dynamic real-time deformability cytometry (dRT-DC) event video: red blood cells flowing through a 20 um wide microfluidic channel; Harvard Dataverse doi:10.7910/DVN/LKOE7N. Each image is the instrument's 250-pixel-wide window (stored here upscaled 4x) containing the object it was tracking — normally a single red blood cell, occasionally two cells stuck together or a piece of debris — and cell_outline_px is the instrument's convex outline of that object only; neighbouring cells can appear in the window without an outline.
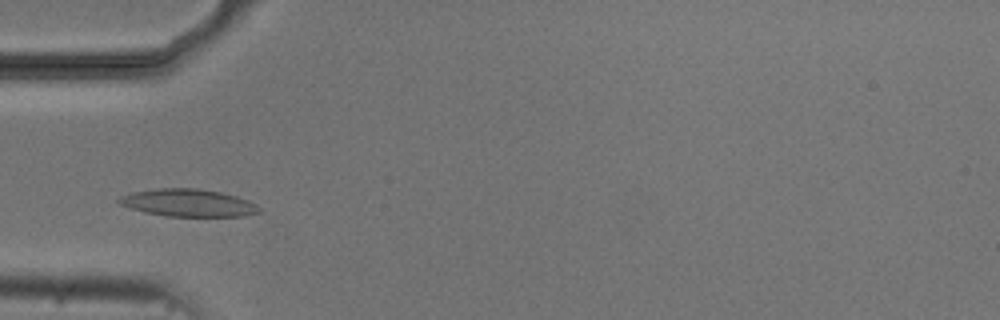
{"species": "common noctule bat (a hibernating species)", "species_latin": "Nyctalus noctula", "temperature_condition": "cold", "stored_images_in_passage": 5, "camera_frame_rate_fps": 3000, "um_per_image_px": 0.085, "animal": {"sex": "male", "body_mass_g": 20.5, "forearm_length_mm": 52.5}, "frame": {"image": 1, "passage_image": 3, "time_ms": 2.333, "image_size_px": [1000, 320], "cell_outline_px": [[260, 212], [244, 216], [168, 216], [144, 212], [120, 204], [116, 200], [120, 196], [132, 192], [156, 188], [196, 188], [220, 192], [236, 196], [248, 200], [256, 204], [260, 208]], "centroid_in_image_um": [15.99, 17.23], "position_along_channel_um": 69.0, "area_um2": 22.37}}
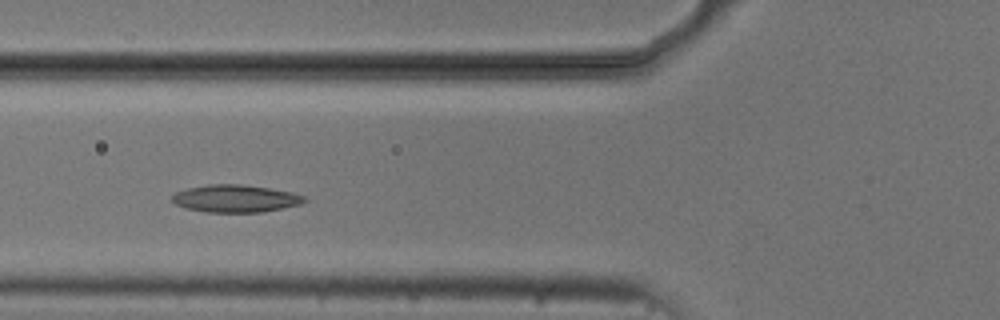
{"frame": {"image": 2, "passage_image": 4, "time_ms": 3.333, "image_size_px": [1000, 320], "cell_outline_px": [[308, 200], [300, 204], [284, 208], [260, 212], [204, 212], [184, 208], [176, 204], [172, 200], [172, 196], [176, 192], [188, 188], [208, 184], [244, 184], [292, 192], [304, 196]], "centroid_in_image_um": [20.01, 16.87], "position_along_channel_um": 105.8, "area_um2": 21.21}}
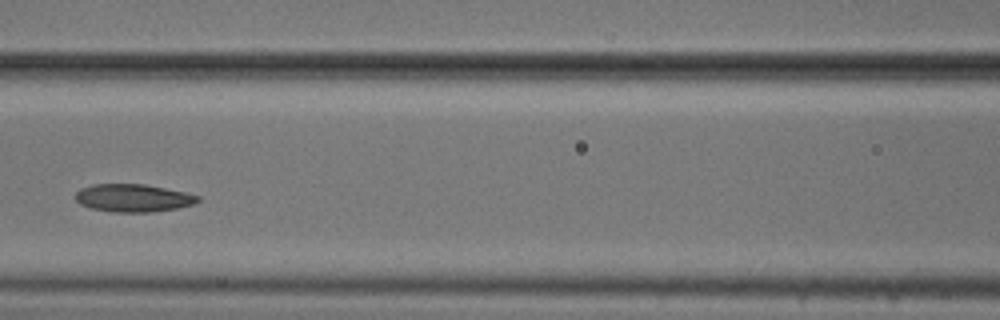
{"frame": {"image": 3, "passage_image": 5, "time_ms": 4.667, "image_size_px": [1000, 320], "cell_outline_px": [[200, 200], [192, 204], [176, 208], [152, 212], [112, 212], [92, 208], [80, 204], [76, 200], [76, 192], [80, 188], [92, 184], [144, 184], [184, 192], [200, 196]], "centroid_in_image_um": [11.29, 16.82], "position_along_channel_um": 155.3, "area_um2": 19.71}}